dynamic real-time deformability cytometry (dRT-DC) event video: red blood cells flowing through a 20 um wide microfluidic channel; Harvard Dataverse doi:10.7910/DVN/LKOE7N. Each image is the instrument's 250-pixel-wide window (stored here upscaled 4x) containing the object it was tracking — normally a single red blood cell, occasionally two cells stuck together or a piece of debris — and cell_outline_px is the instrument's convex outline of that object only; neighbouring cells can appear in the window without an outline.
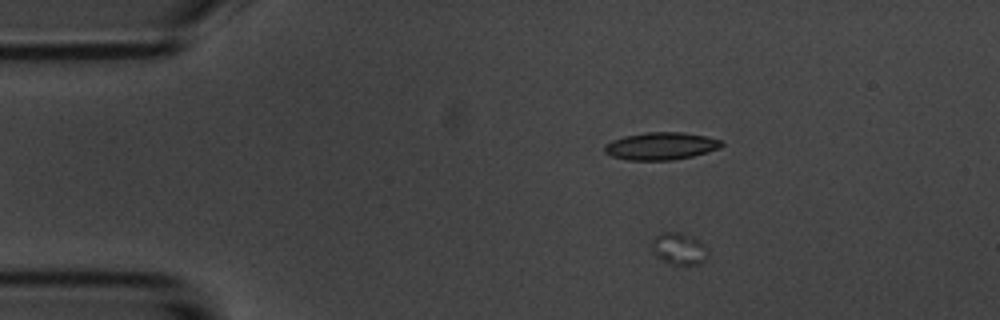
{"species": "common noctule bat (a hibernating species)", "species_latin": "Nyctalus noctula", "temperature_condition": "room temperature", "stored_images_in_passage": 3, "camera_frame_rate_fps": 3000, "um_per_image_px": 0.085, "animal": {"sex": "male", "body_mass_g": 20.1, "forearm_length_mm": 53.5}, "frame": {"image": 1, "passage_image": 1, "time_ms": 0.0, "image_size_px": [1000, 320], "cell_outline_px": [[708, 252], [704, 260], [700, 264], [672, 264], [656, 256], [652, 252], [652, 240], [660, 232], [680, 232], [692, 236], [704, 244]], "centroid_in_image_um": [57.7, 21.12], "position_along_channel_um": 27.3, "area_um2": 10.35}}